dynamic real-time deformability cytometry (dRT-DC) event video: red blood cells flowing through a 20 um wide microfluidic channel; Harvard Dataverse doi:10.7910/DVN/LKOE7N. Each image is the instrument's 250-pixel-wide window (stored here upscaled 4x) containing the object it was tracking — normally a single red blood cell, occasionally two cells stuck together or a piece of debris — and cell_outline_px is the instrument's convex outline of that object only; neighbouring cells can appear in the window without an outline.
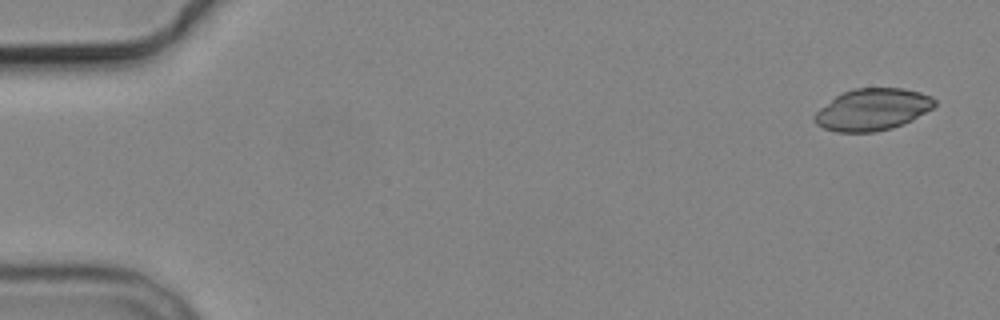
{"species": "common noctule bat (a hibernating species)", "species_latin": "Nyctalus noctula", "temperature_condition": "cold", "stored_images_in_passage": 5, "camera_frame_rate_fps": 3000, "um_per_image_px": 0.085, "animal": {"sex": "male", "body_mass_g": 19.2, "forearm_length_mm": 51.8}, "frame": {"image": 1, "passage_image": 1, "time_ms": 0.0, "image_size_px": [1000, 320], "cell_outline_px": [[936, 104], [932, 108], [912, 120], [892, 128], [876, 132], [836, 132], [824, 128], [816, 124], [812, 120], [812, 116], [820, 108], [840, 92], [852, 88], [904, 88], [920, 92], [932, 96], [936, 100]], "centroid_in_image_um": [74.13, 9.3], "position_along_channel_um": 10.9, "area_um2": 29.54}}